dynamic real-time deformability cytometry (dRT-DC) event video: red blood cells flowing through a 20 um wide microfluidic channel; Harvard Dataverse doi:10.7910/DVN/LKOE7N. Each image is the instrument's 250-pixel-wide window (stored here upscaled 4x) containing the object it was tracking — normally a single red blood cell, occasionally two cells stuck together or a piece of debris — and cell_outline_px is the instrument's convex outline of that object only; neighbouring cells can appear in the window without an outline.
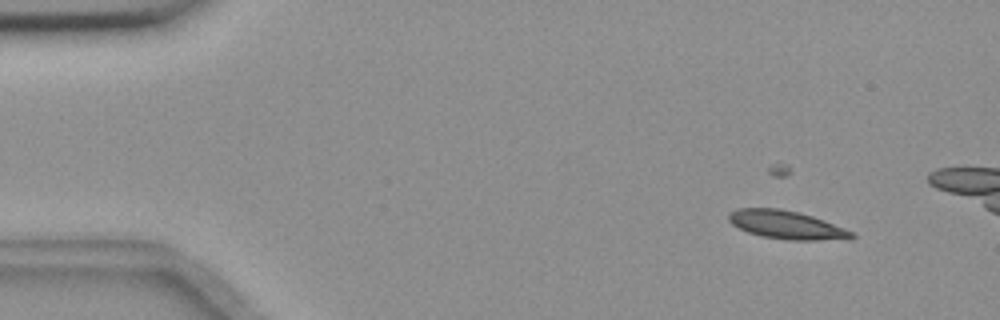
{"species": "common noctule bat (a hibernating species)", "species_latin": "Nyctalus noctula", "temperature_condition": "room temperature", "stored_images_in_passage": 12, "camera_frame_rate_fps": 3000, "um_per_image_px": 0.085, "animal": {"sex": "female", "body_mass_g": 18.4}, "frame": {"image": 1, "passage_image": 6, "time_ms": 1.667, "image_size_px": [1000, 320], "cell_outline_px": [[856, 236], [852, 240], [788, 240], [760, 236], [748, 232], [732, 224], [728, 220], [728, 212], [736, 208], [780, 208], [800, 212], [824, 220], [844, 228], [852, 232]], "centroid_in_image_um": [66.87, 19.11], "position_along_channel_um": 18.1, "area_um2": 20.58}}